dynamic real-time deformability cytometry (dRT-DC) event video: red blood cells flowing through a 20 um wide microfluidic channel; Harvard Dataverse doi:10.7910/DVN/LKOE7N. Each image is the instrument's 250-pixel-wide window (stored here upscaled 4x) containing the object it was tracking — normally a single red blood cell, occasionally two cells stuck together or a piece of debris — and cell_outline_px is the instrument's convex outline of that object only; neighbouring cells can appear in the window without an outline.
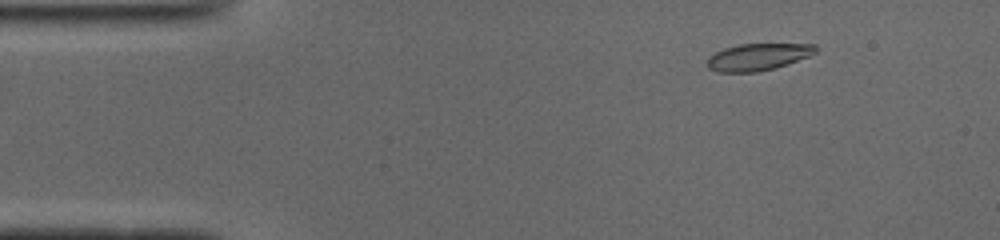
{"species": "common noctule bat (a hibernating species)", "species_latin": "Nyctalus noctula", "temperature_condition": "cold", "stored_images_in_passage": 50, "camera_frame_rate_fps": 3000, "um_per_image_px": 0.085, "animal": {"sex": "male", "body_mass_g": 19.0, "forearm_length_mm": 50.8}, "frame": {"image": 1, "passage_image": 6, "time_ms": 1.667, "image_size_px": [1000, 240], "cell_outline_px": [[816, 52], [808, 56], [772, 68], [756, 72], [720, 72], [708, 68], [708, 56], [724, 48], [740, 44], [816, 44]], "centroid_in_image_um": [64.38, 4.83], "position_along_channel_um": 20.6, "area_um2": 16.65}}
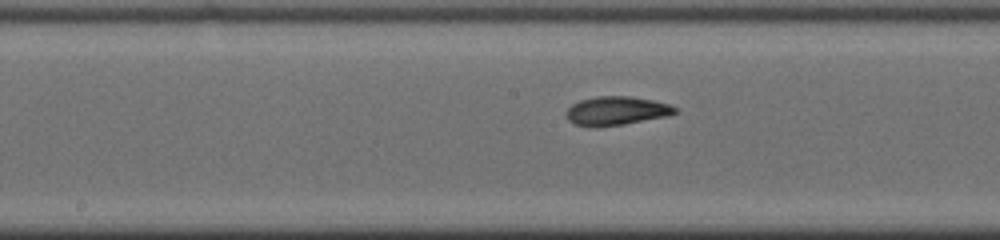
{"frame": {"image": 2, "passage_image": 25, "time_ms": 8.0, "image_size_px": [1000, 240], "cell_outline_px": [[680, 112], [668, 116], [624, 124], [596, 128], [588, 128], [576, 124], [568, 120], [568, 108], [572, 104], [580, 100], [596, 96], [632, 96], [652, 100], [668, 104], [676, 108]], "centroid_in_image_um": [52.41, 9.43], "position_along_channel_um": 195.8, "area_um2": 18.38}}
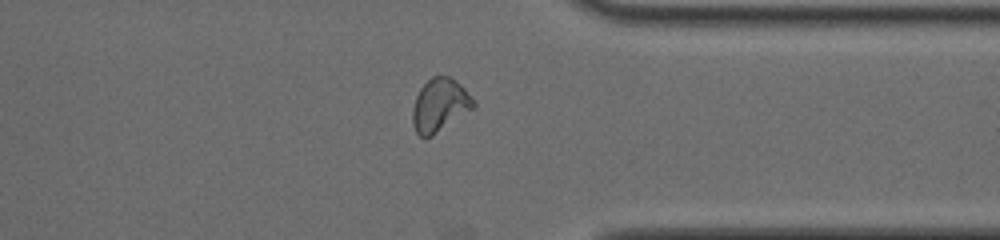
{"frame": {"image": 3, "passage_image": 39, "time_ms": 12.667, "image_size_px": [1000, 240], "cell_outline_px": [[476, 104], [472, 108], [432, 136], [420, 136], [416, 132], [412, 124], [412, 108], [416, 96], [420, 88], [432, 76], [448, 76], [456, 80], [476, 100]], "centroid_in_image_um": [37.37, 8.92], "position_along_channel_um": 374.0, "area_um2": 18.67}, "authors_computed_cell_mechanics": {"area_um2": 17.8891, "velocity_mm_per_s": 3.9245, "shape_relaxation_time_tau1_ms": 4.3855, "shape_relaxation_time_tau2_ms": 1.9705, "deformation_change_tau1": 0.151, "deformation_change_tau2": 0.082}}